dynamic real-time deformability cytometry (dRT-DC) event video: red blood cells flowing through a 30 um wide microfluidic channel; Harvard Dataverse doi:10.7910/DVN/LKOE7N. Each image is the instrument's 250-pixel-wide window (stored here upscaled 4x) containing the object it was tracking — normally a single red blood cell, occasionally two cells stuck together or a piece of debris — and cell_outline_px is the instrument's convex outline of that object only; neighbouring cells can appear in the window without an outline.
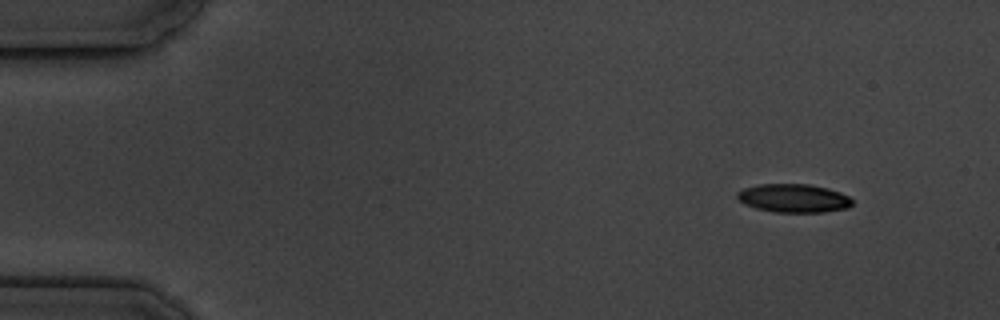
{"species": "common noctule bat (a hibernating species)", "species_latin": "Nyctalus noctula", "temperature_condition": "cold", "stored_images_in_passage": 5, "camera_frame_rate_fps": 3000, "um_per_image_px": 0.085, "animal": {"sex": "male", "body_mass_g": 19.5, "forearm_length_mm": 54.6}, "frame": {"image": 1, "passage_image": 1, "time_ms": 0.0, "image_size_px": [1000, 320], "cell_outline_px": [[852, 204], [848, 208], [824, 212], [776, 212], [756, 208], [744, 204], [736, 196], [736, 192], [744, 188], [760, 184], [808, 184], [828, 188], [840, 192], [848, 196], [852, 200]], "centroid_in_image_um": [67.46, 16.84], "position_along_channel_um": 17.5, "area_um2": 19.07}}
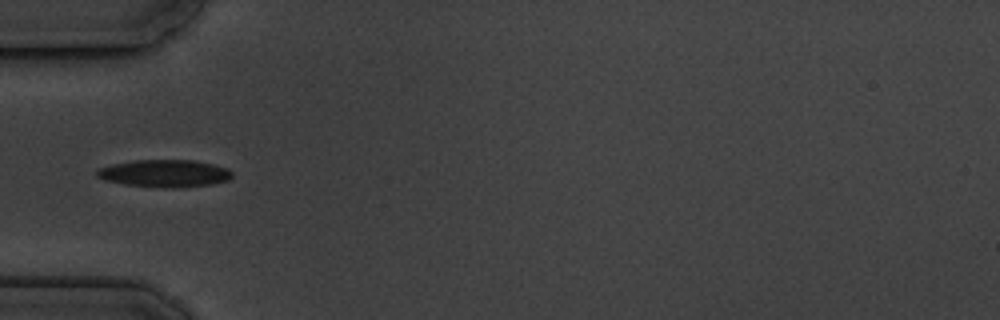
{"frame": {"image": 2, "passage_image": 4, "time_ms": 4.333, "image_size_px": [1000, 320], "cell_outline_px": [[232, 176], [228, 180], [208, 184], [176, 188], [172, 188], [124, 184], [104, 180], [96, 176], [96, 168], [112, 164], [132, 160], [192, 160], [212, 164], [228, 168], [232, 172]], "centroid_in_image_um": [13.94, 14.73], "position_along_channel_um": 71.1, "area_um2": 21.5}}